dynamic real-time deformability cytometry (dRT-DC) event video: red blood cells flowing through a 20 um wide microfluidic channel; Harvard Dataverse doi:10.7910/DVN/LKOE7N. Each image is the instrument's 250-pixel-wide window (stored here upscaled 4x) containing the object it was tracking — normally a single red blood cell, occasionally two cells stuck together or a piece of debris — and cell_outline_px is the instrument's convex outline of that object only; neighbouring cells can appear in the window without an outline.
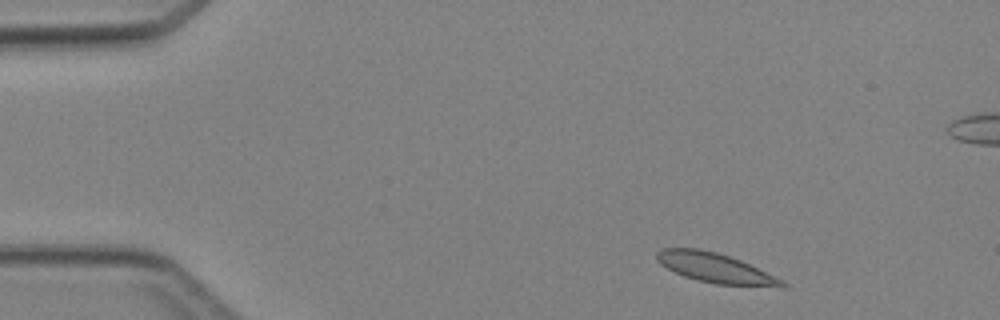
{"species": "Egyptian fruit bat (a non-hibernating species)", "species_latin": "Rousettus aegyptiacus", "temperature_condition": "cold", "stored_images_in_passage": 4, "camera_frame_rate_fps": 3000, "um_per_image_px": 0.085, "animal": {"sex": "female"}, "frame": {"image": 1, "passage_image": 1, "time_ms": 0.0, "image_size_px": [1000, 320], "cell_outline_px": [[788, 288], [780, 288], [716, 284], [684, 276], [660, 264], [656, 260], [656, 252], [660, 248], [696, 248], [716, 252], [740, 260], [784, 280], [788, 284]], "centroid_in_image_um": [60.86, 22.8], "position_along_channel_um": 24.1, "area_um2": 21.79}}